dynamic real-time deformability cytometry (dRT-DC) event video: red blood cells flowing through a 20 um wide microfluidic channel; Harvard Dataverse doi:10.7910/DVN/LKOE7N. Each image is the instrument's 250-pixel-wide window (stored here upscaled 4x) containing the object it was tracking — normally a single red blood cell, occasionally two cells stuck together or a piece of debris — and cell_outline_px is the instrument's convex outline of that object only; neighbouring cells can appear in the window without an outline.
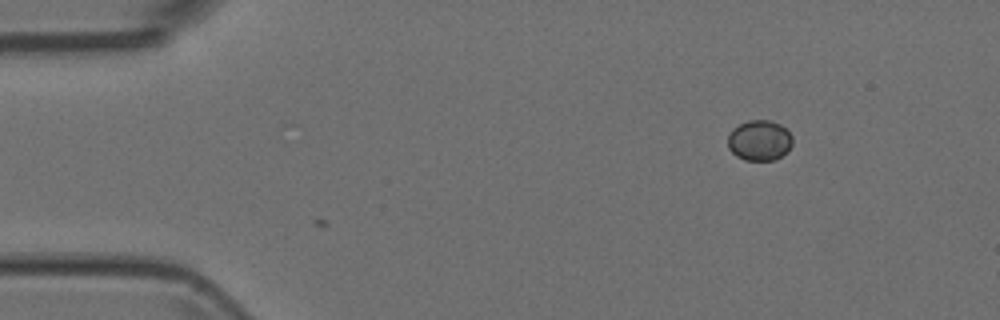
{"species": "Egyptian fruit bat (a non-hibernating species)", "species_latin": "Rousettus aegyptiacus", "temperature_condition": "room temperature", "stored_images_in_passage": 2, "camera_frame_rate_fps": 3000, "um_per_image_px": 0.085, "animal": {"sex": "female"}, "frame": {"image": 1, "passage_image": 2, "time_ms": 0.333, "image_size_px": [1000, 320], "cell_outline_px": [[792, 144], [780, 156], [772, 160], [744, 160], [736, 156], [728, 148], [728, 136], [732, 128], [748, 120], [768, 120], [780, 124], [792, 136]], "centroid_in_image_um": [64.51, 11.93], "position_along_channel_um": 20.5, "area_um2": 15.09}}